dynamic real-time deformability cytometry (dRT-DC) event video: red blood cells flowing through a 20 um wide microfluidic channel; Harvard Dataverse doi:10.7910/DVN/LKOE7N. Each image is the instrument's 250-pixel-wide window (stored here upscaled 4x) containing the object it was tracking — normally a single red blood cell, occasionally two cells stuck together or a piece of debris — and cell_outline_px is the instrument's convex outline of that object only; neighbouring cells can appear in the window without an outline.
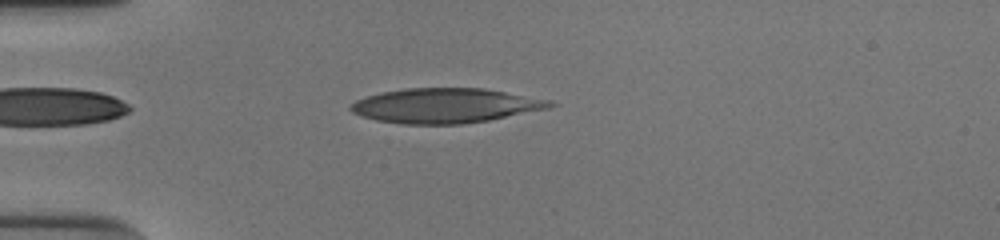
{"species": "human", "species_latin": "Homo sapiens", "temperature_condition": "cold", "stored_images_in_passage": 42, "camera_frame_rate_fps": 3000, "um_per_image_px": 0.085, "donor": {"sex": "male"}, "frame": {"image": 1, "passage_image": 4, "time_ms": 1.0, "image_size_px": [1000, 240], "cell_outline_px": [[560, 104], [548, 108], [488, 120], [460, 124], [404, 124], [376, 120], [352, 112], [348, 108], [356, 100], [364, 96], [380, 92], [404, 88], [484, 88], [552, 100]], "centroid_in_image_um": [37.86, 8.96], "position_along_channel_um": 47.1, "area_um2": 40.34}}
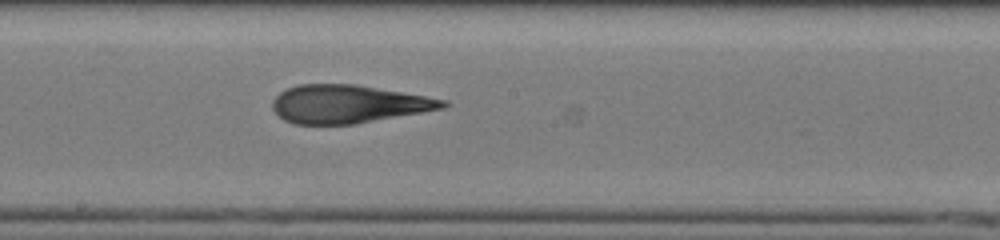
{"frame": {"image": 2, "passage_image": 19, "time_ms": 6.0, "image_size_px": [1000, 240], "cell_outline_px": [[452, 104], [444, 108], [356, 124], [292, 124], [284, 120], [272, 108], [272, 100], [280, 92], [288, 88], [300, 84], [356, 84], [448, 100]], "centroid_in_image_um": [29.61, 8.84], "position_along_channel_um": 218.6, "area_um2": 37.86}}
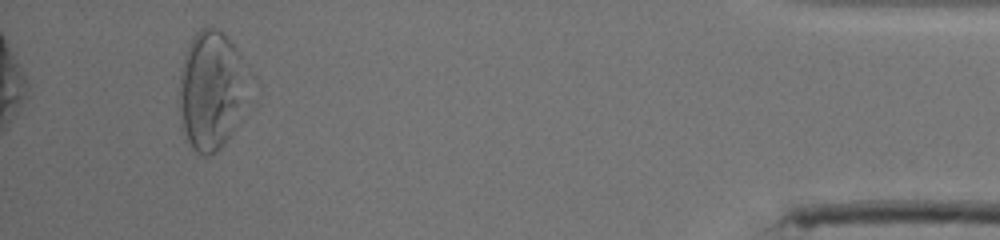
{"frame": {"image": 3, "passage_image": 39, "time_ms": 12.667, "image_size_px": [1000, 240], "cell_outline_px": [[240, 104], [232, 132], [224, 144], [216, 152], [208, 156], [204, 156], [196, 152], [192, 148], [184, 136], [180, 124], [180, 68], [188, 44], [192, 36], [200, 28], [220, 28], [228, 36], [236, 48], [240, 56]], "centroid_in_image_um": [17.8, 7.67], "position_along_channel_um": 417.4, "area_um2": 45.89}, "authors_computed_cell_mechanics": {"area_um2": 39.7953, "velocity_mm_per_s": 3.903, "shape_relaxation_time_tau1_ms": 8.8675, "shape_relaxation_time_tau2_ms": 2.3813, "deformation_change_tau1": 0.2975, "deformation_change_tau2": 0.1445}}